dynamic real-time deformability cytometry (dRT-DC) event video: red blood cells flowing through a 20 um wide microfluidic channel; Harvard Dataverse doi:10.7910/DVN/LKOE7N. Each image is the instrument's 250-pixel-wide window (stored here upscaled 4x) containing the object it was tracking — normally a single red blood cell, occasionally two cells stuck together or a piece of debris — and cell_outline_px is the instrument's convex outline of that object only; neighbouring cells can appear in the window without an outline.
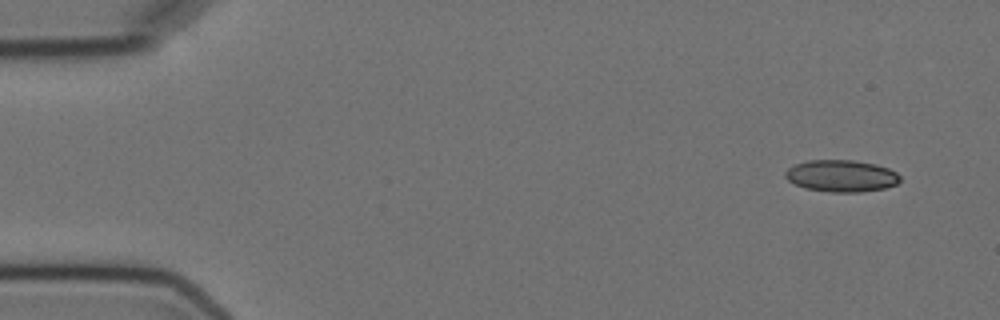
{"species": "Egyptian fruit bat (a non-hibernating species)", "species_latin": "Rousettus aegyptiacus", "temperature_condition": "cold", "stored_images_in_passage": 4, "camera_frame_rate_fps": 3000, "um_per_image_px": 0.085, "animal": {"sex": "female"}, "frame": {"image": 1, "passage_image": 1, "time_ms": 0.0, "image_size_px": [1000, 320], "cell_outline_px": [[900, 180], [896, 184], [884, 188], [860, 192], [832, 192], [804, 188], [788, 180], [784, 176], [784, 172], [788, 168], [796, 164], [808, 160], [852, 160], [876, 164], [888, 168], [896, 172], [900, 176]], "centroid_in_image_um": [71.51, 14.95], "position_along_channel_um": 13.5, "area_um2": 21.27}}
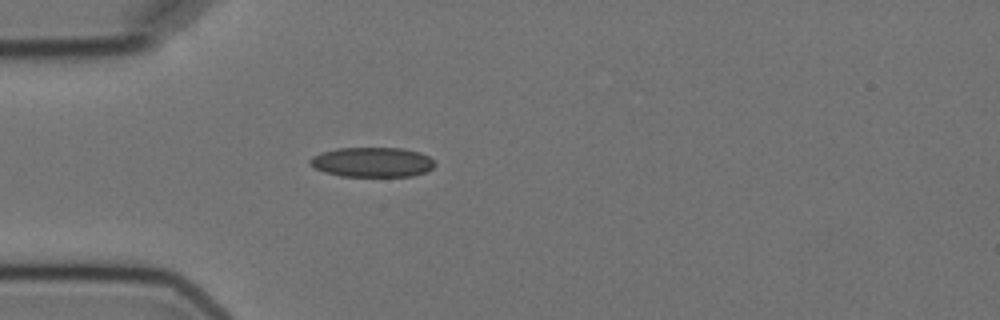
{"frame": {"image": 2, "passage_image": 4, "time_ms": 4.0, "image_size_px": [1000, 320], "cell_outline_px": [[436, 164], [432, 168], [424, 172], [412, 176], [340, 176], [324, 172], [308, 164], [308, 160], [312, 156], [320, 152], [336, 148], [404, 148], [420, 152], [428, 156]], "centroid_in_image_um": [31.6, 13.77], "position_along_channel_um": 53.4, "area_um2": 21.79}}